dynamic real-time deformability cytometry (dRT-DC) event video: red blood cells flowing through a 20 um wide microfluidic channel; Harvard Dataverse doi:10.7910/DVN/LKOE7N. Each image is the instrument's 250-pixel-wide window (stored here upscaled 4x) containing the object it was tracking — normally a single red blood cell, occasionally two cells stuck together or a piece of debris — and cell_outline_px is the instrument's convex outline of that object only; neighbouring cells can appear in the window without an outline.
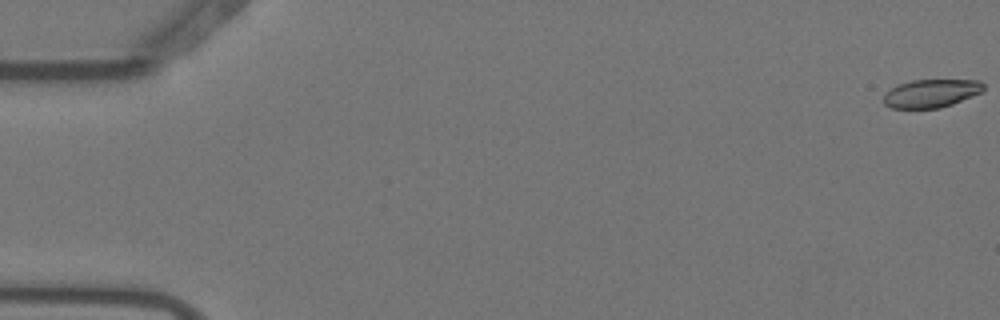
{"species": "Egyptian fruit bat (a non-hibernating species)", "species_latin": "Rousettus aegyptiacus", "temperature_condition": "warm", "stored_images_in_passage": 5, "camera_frame_rate_fps": 3000, "um_per_image_px": 0.085, "animal": {"sex": "female"}, "frame": {"image": 1, "passage_image": 1, "time_ms": 0.0, "image_size_px": [1000, 320], "cell_outline_px": [[984, 88], [980, 92], [952, 104], [940, 108], [892, 108], [884, 104], [884, 96], [892, 88], [900, 84], [912, 80], [980, 80], [984, 84]], "centroid_in_image_um": [79.16, 7.93], "position_along_channel_um": 5.8, "area_um2": 16.13}}
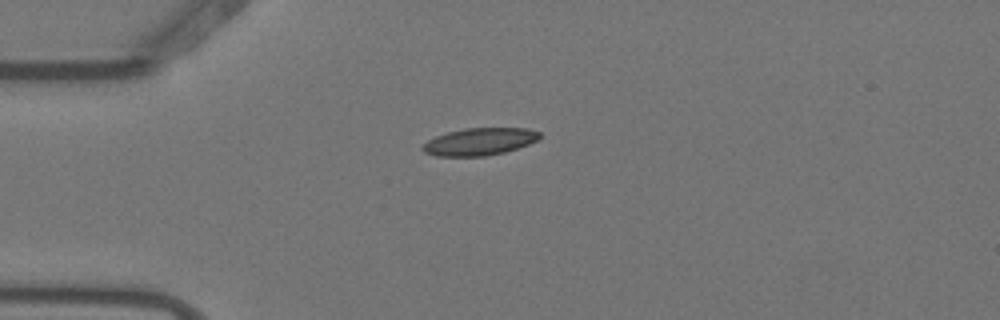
{"frame": {"image": 2, "passage_image": 5, "time_ms": 1.333, "image_size_px": [1000, 320], "cell_outline_px": [[540, 136], [536, 140], [528, 144], [504, 152], [484, 156], [436, 156], [424, 152], [420, 148], [428, 140], [436, 136], [448, 132], [464, 128], [524, 128], [540, 132]], "centroid_in_image_um": [40.72, 12.04], "position_along_channel_um": 44.3, "area_um2": 18.44}}